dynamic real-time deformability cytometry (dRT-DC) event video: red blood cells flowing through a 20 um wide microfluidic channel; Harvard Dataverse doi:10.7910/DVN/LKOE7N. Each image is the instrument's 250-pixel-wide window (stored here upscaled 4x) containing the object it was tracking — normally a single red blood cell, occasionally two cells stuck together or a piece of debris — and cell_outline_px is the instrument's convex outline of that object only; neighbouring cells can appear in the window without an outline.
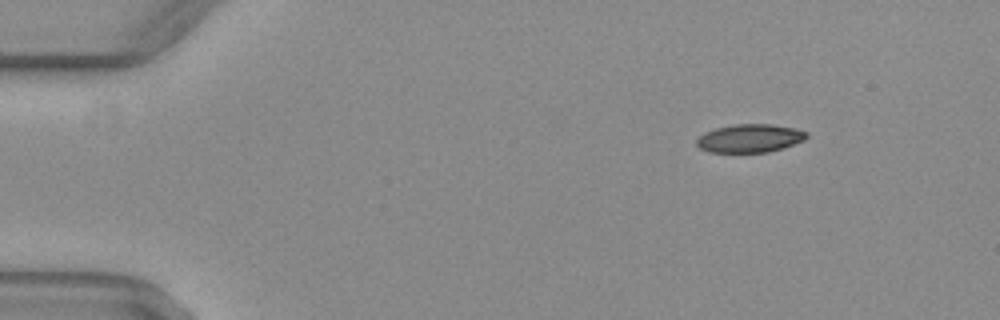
{"species": "common noctule bat (a hibernating species)", "species_latin": "Nyctalus noctula", "temperature_condition": "warm", "stored_images_in_passage": 45, "camera_frame_rate_fps": 3000, "um_per_image_px": 0.085, "animal": {"sex": "female", "body_mass_g": 29.2, "forearm_length_mm": 56.3}, "frame": {"image": 1, "passage_image": 1, "time_ms": 0.0, "image_size_px": [1000, 320], "cell_outline_px": [[808, 136], [804, 140], [784, 148], [768, 152], [708, 152], [700, 148], [696, 144], [696, 140], [704, 132], [716, 128], [736, 124], [772, 124], [796, 128], [808, 132]], "centroid_in_image_um": [63.76, 11.75], "position_along_channel_um": 21.2, "area_um2": 18.21}}
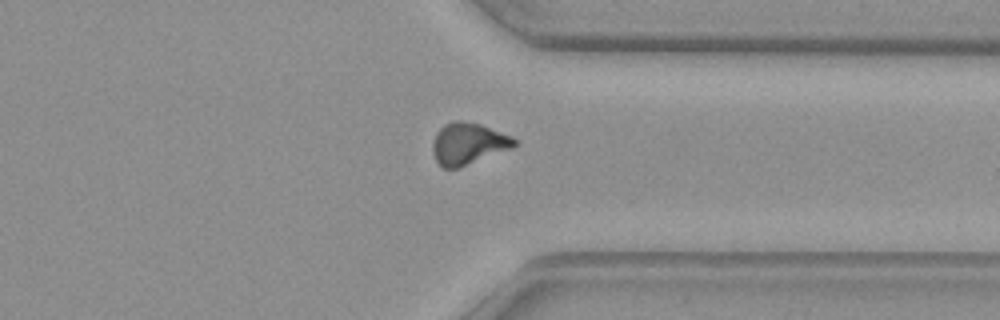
{"frame": {"image": 2, "passage_image": 34, "time_ms": 11.0, "image_size_px": [1000, 320], "cell_outline_px": [[516, 144], [512, 148], [460, 168], [444, 168], [436, 160], [432, 152], [432, 144], [436, 132], [444, 124], [456, 120], [460, 120], [480, 124], [512, 136], [516, 140]], "centroid_in_image_um": [39.78, 12.21], "position_along_channel_um": 371.6, "area_um2": 19.88}}
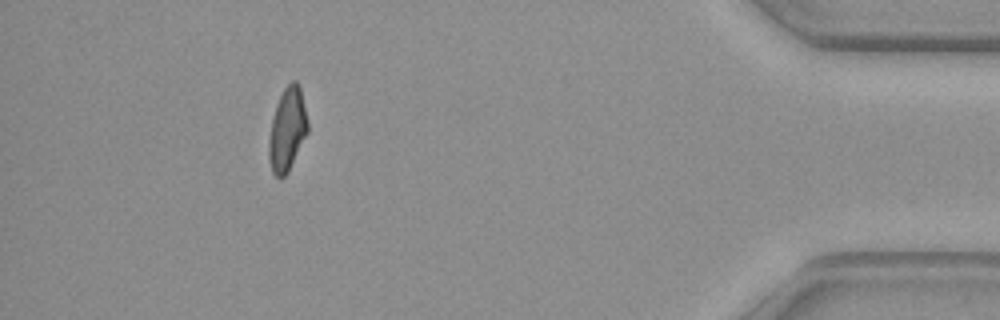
{"frame": {"image": 3, "passage_image": 41, "time_ms": 13.333, "image_size_px": [1000, 320], "cell_outline_px": [[308, 132], [288, 172], [284, 176], [276, 176], [272, 172], [268, 156], [268, 140], [272, 120], [276, 104], [284, 88], [292, 80], [296, 80], [300, 84], [308, 120]], "centroid_in_image_um": [24.43, 10.97], "position_along_channel_um": 410.8, "area_um2": 18.96}, "authors_computed_cell_mechanics": {"area_um2": 19.4208, "velocity_mm_per_s": 4.0826, "shape_relaxation_time_tau1_ms": null, "shape_relaxation_time_tau2_ms": 1.4683, "deformation_change_tau1": null, "deformation_change_tau2": 0.0607}}